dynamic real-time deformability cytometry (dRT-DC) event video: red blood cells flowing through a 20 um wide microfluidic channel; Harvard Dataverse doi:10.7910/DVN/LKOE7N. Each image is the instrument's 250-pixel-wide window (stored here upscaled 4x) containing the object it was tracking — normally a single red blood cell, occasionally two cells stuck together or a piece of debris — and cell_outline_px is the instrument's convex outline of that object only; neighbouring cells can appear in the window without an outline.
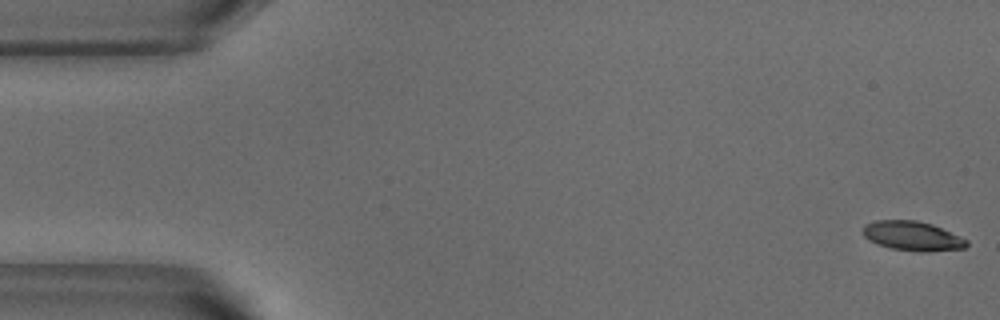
{"species": "common noctule bat (a hibernating species)", "species_latin": "Nyctalus noctula", "temperature_condition": "warm", "stored_images_in_passage": 27, "camera_frame_rate_fps": 3000, "um_per_image_px": 0.085, "animal": {"sex": "male", "body_mass_g": 18.8}, "frame": {"image": 1, "passage_image": 1, "time_ms": 0.0, "image_size_px": [1000, 320], "cell_outline_px": [[968, 244], [964, 248], [928, 252], [920, 252], [892, 248], [876, 244], [868, 240], [860, 232], [864, 224], [876, 220], [916, 220], [932, 224], [968, 240]], "centroid_in_image_um": [77.51, 20.05], "position_along_channel_um": 7.5, "area_um2": 17.92}}
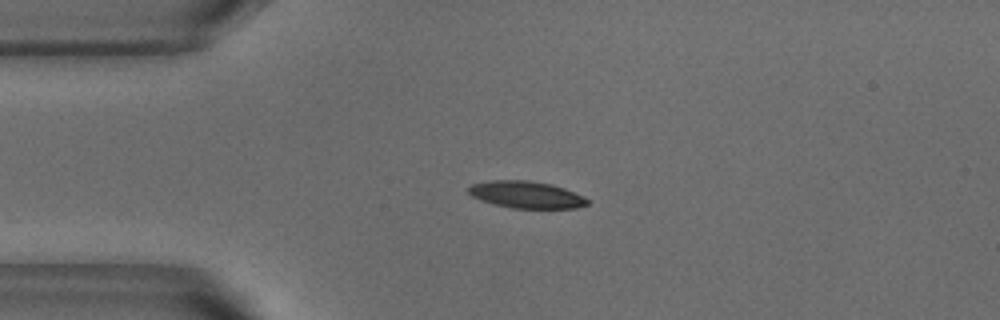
{"frame": {"image": 2, "passage_image": 12, "time_ms": 3.667, "image_size_px": [1000, 320], "cell_outline_px": [[588, 204], [576, 208], [512, 208], [492, 204], [480, 200], [472, 196], [468, 192], [468, 188], [472, 184], [488, 180], [528, 180], [552, 184], [564, 188], [584, 196], [588, 200]], "centroid_in_image_um": [44.71, 16.54], "position_along_channel_um": 40.3, "area_um2": 18.79}}
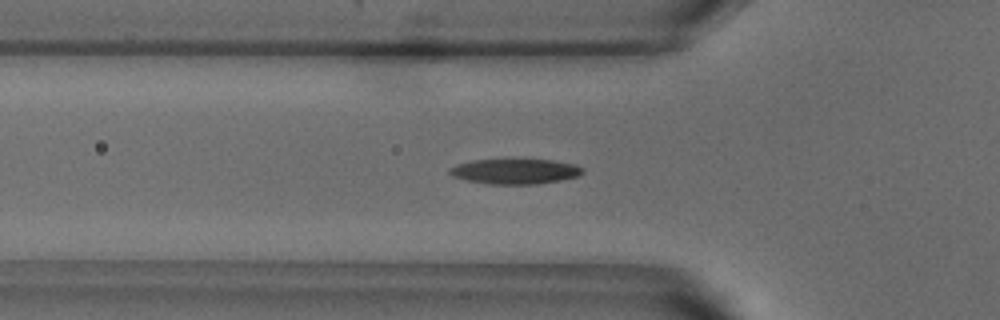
{"frame": {"image": 3, "passage_image": 17, "time_ms": 5.333, "image_size_px": [1000, 320], "cell_outline_px": [[584, 172], [580, 176], [560, 180], [536, 184], [488, 184], [468, 180], [452, 176], [448, 172], [448, 168], [456, 164], [472, 160], [552, 160], [576, 164], [584, 168]], "centroid_in_image_um": [43.8, 14.57], "position_along_channel_um": 82.0, "area_um2": 19.54}}